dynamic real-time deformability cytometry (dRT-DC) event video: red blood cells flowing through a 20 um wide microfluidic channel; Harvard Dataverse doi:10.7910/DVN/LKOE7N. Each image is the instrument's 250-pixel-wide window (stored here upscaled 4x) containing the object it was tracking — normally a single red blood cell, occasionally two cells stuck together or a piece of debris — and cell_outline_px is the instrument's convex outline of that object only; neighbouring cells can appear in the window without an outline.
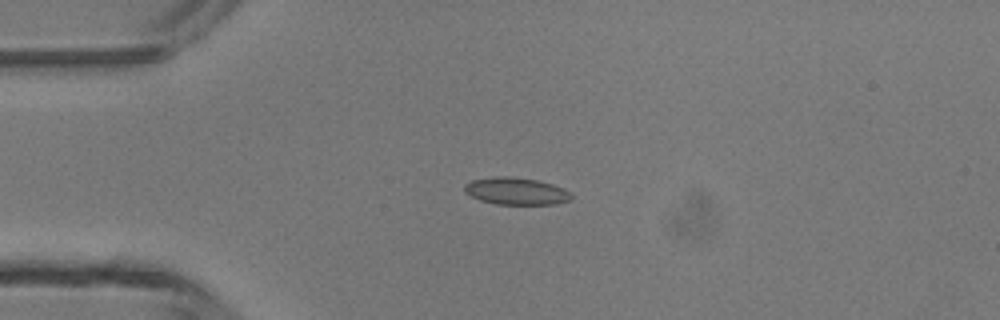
{"species": "common noctule bat (a hibernating species)", "species_latin": "Nyctalus noctula", "temperature_condition": "room temperature", "stored_images_in_passage": 27, "camera_frame_rate_fps": 3000, "um_per_image_px": 0.085, "animal": {"sex": "male", "body_mass_g": 13.3}, "frame": {"image": 1, "passage_image": 1, "time_ms": 0.0, "image_size_px": [1000, 320], "cell_outline_px": [[572, 200], [556, 204], [496, 204], [480, 200], [464, 192], [464, 184], [472, 180], [496, 176], [508, 176], [536, 180], [552, 184], [564, 188], [572, 196]], "centroid_in_image_um": [43.86, 16.25], "position_along_channel_um": 41.1, "area_um2": 16.88}}
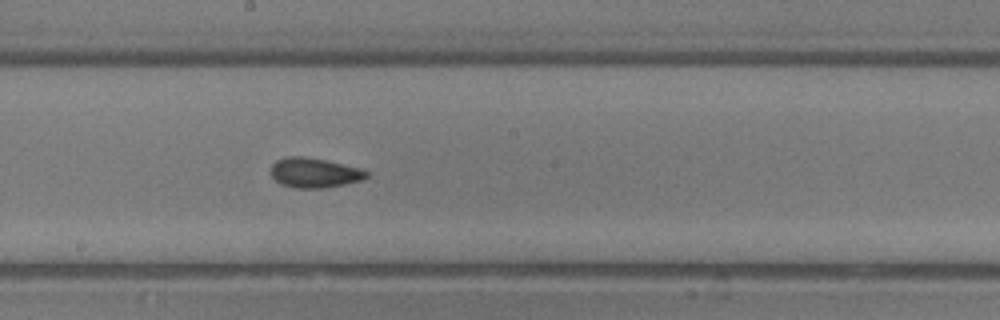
{"frame": {"image": 2, "passage_image": 15, "time_ms": 4.667, "image_size_px": [1000, 320], "cell_outline_px": [[368, 176], [364, 180], [324, 188], [296, 188], [280, 184], [272, 176], [272, 164], [276, 160], [284, 156], [304, 156], [324, 160], [360, 168], [368, 172]], "centroid_in_image_um": [26.72, 14.68], "position_along_channel_um": 221.5, "area_um2": 16.59}}
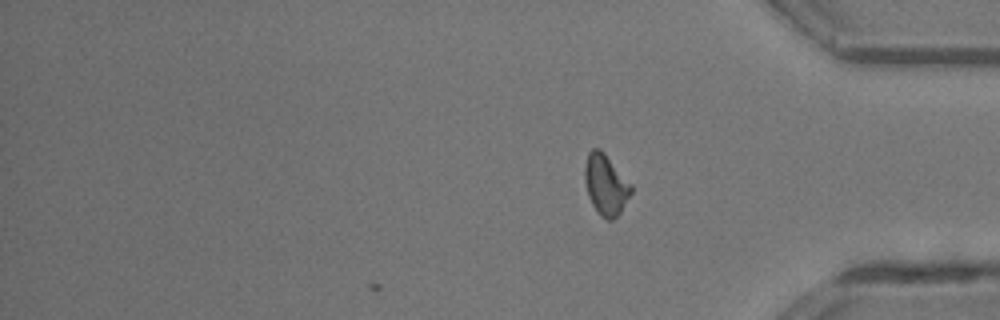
{"frame": {"image": 3, "passage_image": 27, "time_ms": 8.667, "image_size_px": [1000, 320], "cell_outline_px": [[632, 192], [620, 212], [612, 220], [608, 220], [600, 216], [596, 212], [588, 196], [584, 180], [584, 168], [588, 152], [592, 148], [600, 148], [604, 152], [632, 184]], "centroid_in_image_um": [51.47, 15.69], "position_along_channel_um": 383.7, "area_um2": 16.53}, "authors_computed_cell_mechanics": {"area_um2": 16.5308, "velocity_mm_per_s": 4.394, "shape_relaxation_time_tau1_ms": 5.3515, "shape_relaxation_time_tau2_ms": 1.8785, "deformation_change_tau1": 0.109, "deformation_change_tau2": 0.0767}}